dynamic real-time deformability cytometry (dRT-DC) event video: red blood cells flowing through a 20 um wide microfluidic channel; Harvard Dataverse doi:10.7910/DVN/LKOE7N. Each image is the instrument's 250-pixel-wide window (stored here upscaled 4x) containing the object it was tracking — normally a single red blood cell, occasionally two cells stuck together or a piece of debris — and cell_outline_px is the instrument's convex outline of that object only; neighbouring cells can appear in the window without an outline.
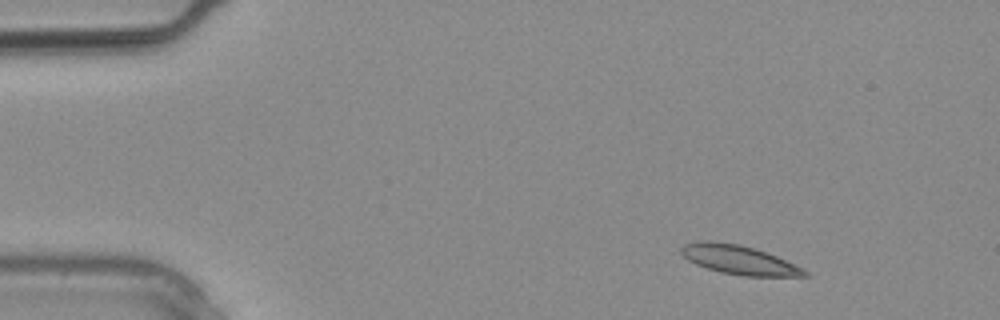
{"species": "common noctule bat (a hibernating species)", "species_latin": "Nyctalus noctula", "temperature_condition": "warm", "stored_images_in_passage": 2, "camera_frame_rate_fps": 3000, "um_per_image_px": 0.085, "animal": {"sex": "male", "body_mass_g": 20.4}, "frame": {"image": 1, "passage_image": 1, "time_ms": 0.0, "image_size_px": [1000, 320], "cell_outline_px": [[812, 276], [744, 276], [720, 272], [696, 264], [688, 260], [680, 252], [680, 248], [684, 244], [700, 240], [712, 240], [740, 244], [776, 256], [804, 268]], "centroid_in_image_um": [62.8, 22.08], "position_along_channel_um": 22.2, "area_um2": 20.92}}